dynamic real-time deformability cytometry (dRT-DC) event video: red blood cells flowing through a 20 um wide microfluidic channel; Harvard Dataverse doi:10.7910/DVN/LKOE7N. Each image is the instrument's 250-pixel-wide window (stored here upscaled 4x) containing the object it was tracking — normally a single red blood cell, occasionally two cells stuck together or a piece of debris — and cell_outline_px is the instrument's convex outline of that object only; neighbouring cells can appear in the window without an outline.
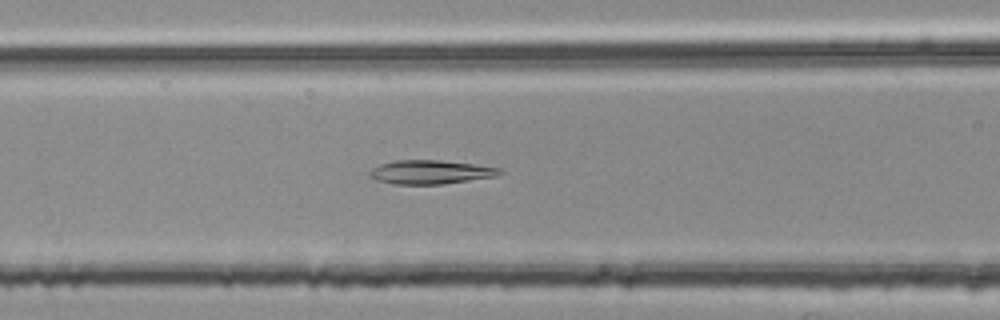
{"species": "common noctule bat (a hibernating species)", "species_latin": "Nyctalus noctula", "temperature_condition": "room temperature", "stored_images_in_passage": 42, "camera_frame_rate_fps": 3000, "um_per_image_px": 0.085, "animal": {"sex": "female", "body_mass_g": 25.1}, "frame": {"image": 1, "passage_image": 10, "time_ms": 3.0, "image_size_px": [1000, 320], "cell_outline_px": [[504, 172], [496, 176], [444, 184], [392, 184], [376, 180], [368, 176], [368, 172], [372, 168], [380, 164], [396, 160], [440, 160], [504, 168]], "centroid_in_image_um": [36.59, 14.63], "position_along_channel_um": 130.0, "area_um2": 18.21}}
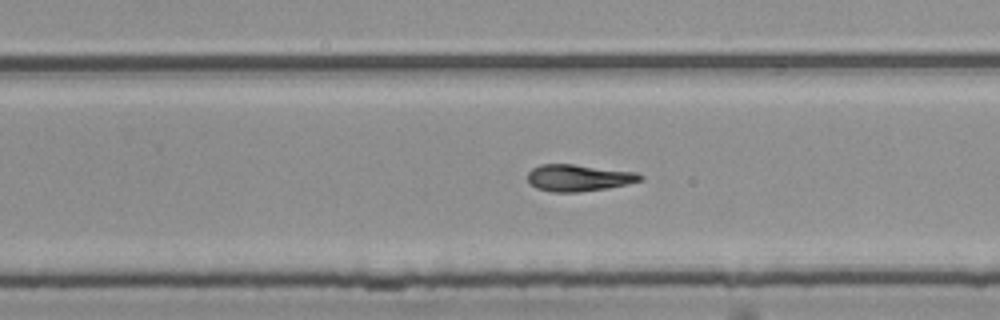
{"frame": {"image": 2, "passage_image": 22, "time_ms": 7.0, "image_size_px": [1000, 320], "cell_outline_px": [[644, 180], [628, 184], [608, 188], [580, 192], [552, 192], [536, 188], [528, 184], [528, 172], [532, 168], [540, 164], [572, 164], [636, 172], [644, 176]], "centroid_in_image_um": [49.18, 15.12], "position_along_channel_um": 280.6, "area_um2": 17.74}}
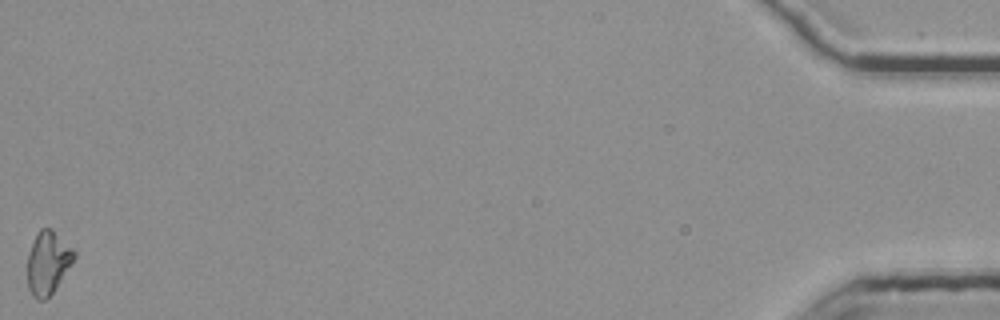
{"frame": {"image": 3, "passage_image": 42, "time_ms": 13.667, "image_size_px": [1000, 320], "cell_outline_px": [[76, 256], [52, 292], [44, 300], [36, 300], [32, 296], [28, 288], [24, 268], [28, 252], [36, 232], [40, 228], [52, 228], [76, 252]], "centroid_in_image_um": [3.99, 22.31], "position_along_channel_um": 431.2, "area_um2": 17.51}, "authors_computed_cell_mechanics": {"area_um2": 17.4556, "velocity_mm_per_s": 3.7776, "shape_relaxation_time_tau1_ms": null, "shape_relaxation_time_tau2_ms": 8.1335, "deformation_change_tau1": null, "deformation_change_tau2": 0.1494}}